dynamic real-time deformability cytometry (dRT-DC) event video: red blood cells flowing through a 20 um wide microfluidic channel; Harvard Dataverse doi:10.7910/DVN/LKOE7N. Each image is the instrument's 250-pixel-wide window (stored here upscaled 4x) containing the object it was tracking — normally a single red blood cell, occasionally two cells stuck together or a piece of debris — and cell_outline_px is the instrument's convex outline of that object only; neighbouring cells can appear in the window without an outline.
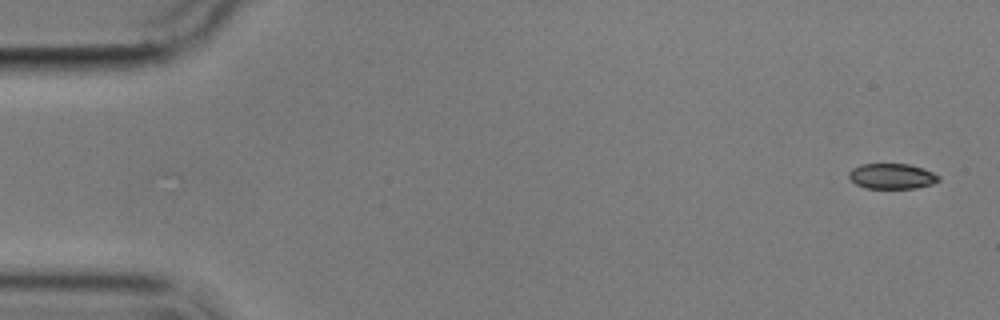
{"species": "common noctule bat (a hibernating species)", "species_latin": "Nyctalus noctula", "temperature_condition": "cold", "stored_images_in_passage": 5, "camera_frame_rate_fps": 3000, "um_per_image_px": 0.085, "animal": {"sex": "male", "body_mass_g": 17.9}, "frame": {"image": 1, "passage_image": 1, "time_ms": 0.0, "image_size_px": [1000, 320], "cell_outline_px": [[940, 180], [932, 184], [916, 188], [864, 188], [856, 184], [848, 176], [848, 172], [852, 168], [860, 164], [908, 164], [924, 168], [940, 176]], "centroid_in_image_um": [75.81, 14.97], "position_along_channel_um": 9.2, "area_um2": 13.35}}
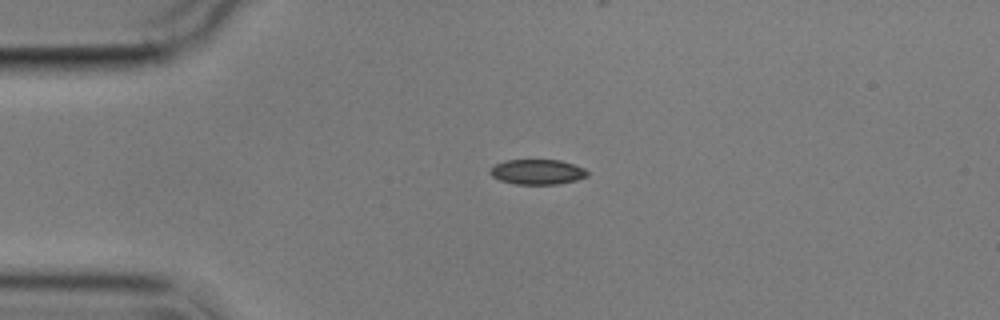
{"frame": {"image": 2, "passage_image": 4, "time_ms": 3.667, "image_size_px": [1000, 320], "cell_outline_px": [[588, 176], [576, 180], [556, 184], [516, 184], [500, 180], [492, 176], [488, 172], [496, 164], [504, 160], [560, 160], [584, 168], [588, 172]], "centroid_in_image_um": [45.67, 14.61], "position_along_channel_um": 39.3, "area_um2": 14.1}}